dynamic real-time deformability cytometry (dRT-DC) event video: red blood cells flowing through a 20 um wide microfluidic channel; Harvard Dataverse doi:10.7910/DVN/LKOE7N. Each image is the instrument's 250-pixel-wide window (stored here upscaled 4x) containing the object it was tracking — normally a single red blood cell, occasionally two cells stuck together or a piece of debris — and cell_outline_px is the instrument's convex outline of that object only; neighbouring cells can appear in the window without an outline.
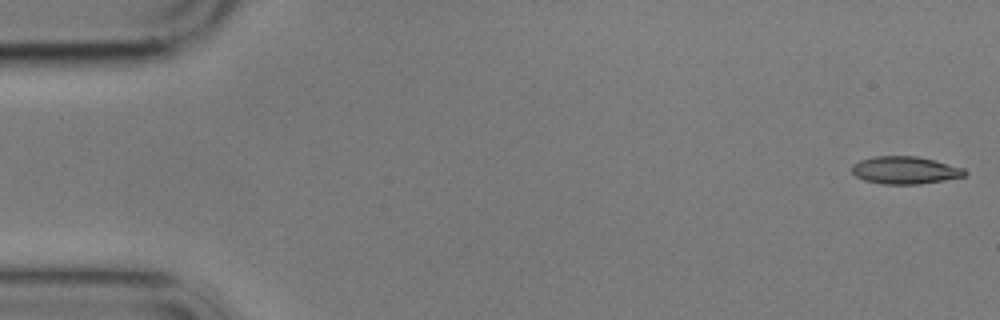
{"species": "common noctule bat (a hibernating species)", "species_latin": "Nyctalus noctula", "temperature_condition": "cold", "stored_images_in_passage": 15, "camera_frame_rate_fps": 3000, "um_per_image_px": 0.085, "animal": {"sex": "male", "body_mass_g": 17.9}, "frame": {"image": 1, "passage_image": 1, "time_ms": 0.0, "image_size_px": [1000, 320], "cell_outline_px": [[968, 172], [964, 176], [944, 180], [920, 184], [884, 184], [864, 180], [856, 176], [852, 172], [852, 164], [860, 160], [876, 156], [916, 156], [964, 168]], "centroid_in_image_um": [76.92, 14.47], "position_along_channel_um": 8.1, "area_um2": 17.98}}
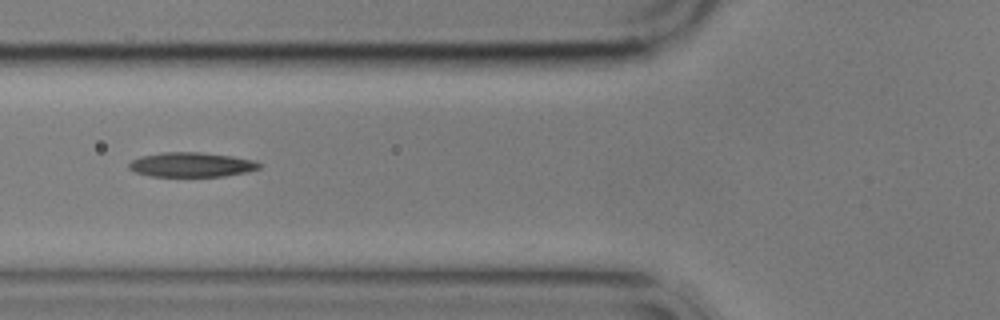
{"frame": {"image": 2, "passage_image": 6, "time_ms": 6.667, "image_size_px": [1000, 320], "cell_outline_px": [[260, 168], [244, 172], [224, 176], [148, 176], [136, 172], [128, 168], [128, 164], [132, 160], [140, 156], [160, 152], [200, 152], [232, 156], [256, 160], [260, 164]], "centroid_in_image_um": [16.24, 13.99], "position_along_channel_um": 109.6, "area_um2": 18.67}}
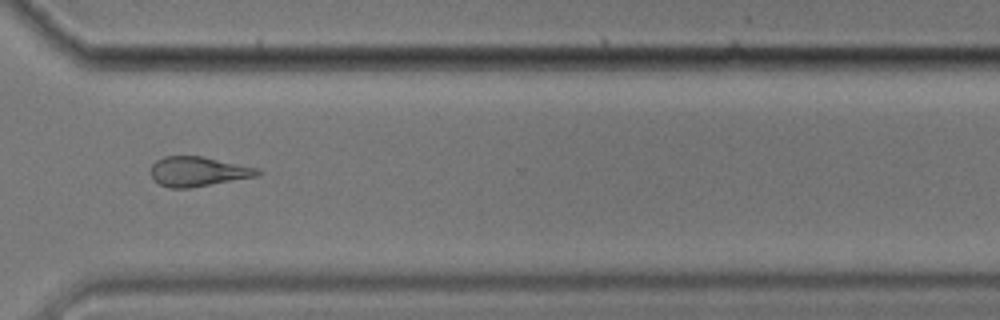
{"frame": {"image": 3, "passage_image": 12, "time_ms": 13.667, "image_size_px": [1000, 320], "cell_outline_px": [[260, 172], [256, 176], [188, 188], [168, 188], [152, 180], [152, 164], [156, 160], [164, 156], [200, 156], [260, 168]], "centroid_in_image_um": [16.8, 14.57], "position_along_channel_um": 353.8, "area_um2": 18.26}, "authors_computed_cell_mechanics": {"area_um2": 18.6694, "velocity_mm_per_s": 3.4893, "shape_relaxation_time_tau1_ms": 4.433, "shape_relaxation_time_tau2_ms": 7.4835, "deformation_change_tau1": 0.1282, "deformation_change_tau2": 0.1925}}